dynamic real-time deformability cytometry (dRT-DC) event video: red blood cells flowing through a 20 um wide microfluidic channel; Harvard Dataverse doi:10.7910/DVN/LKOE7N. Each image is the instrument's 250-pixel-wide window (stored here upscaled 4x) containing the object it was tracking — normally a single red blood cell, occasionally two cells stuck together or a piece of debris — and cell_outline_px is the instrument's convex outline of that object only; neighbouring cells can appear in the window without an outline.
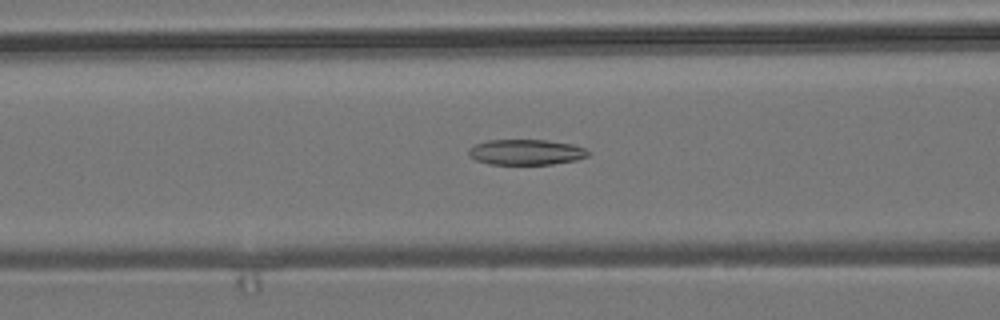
{"species": "common noctule bat (a hibernating species)", "species_latin": "Nyctalus noctula", "temperature_condition": "room temperature", "stored_images_in_passage": 38, "camera_frame_rate_fps": 3000, "um_per_image_px": 0.085, "animal": {"sex": "male", "body_mass_g": 19.2, "forearm_length_mm": 51.8}, "frame": {"image": 1, "passage_image": 6, "time_ms": 1.667, "image_size_px": [1000, 320], "cell_outline_px": [[588, 156], [576, 160], [552, 164], [488, 164], [476, 160], [468, 156], [468, 148], [476, 144], [488, 140], [544, 140], [572, 144], [584, 148], [588, 152]], "centroid_in_image_um": [44.67, 12.93], "position_along_channel_um": 121.9, "area_um2": 17.69}}
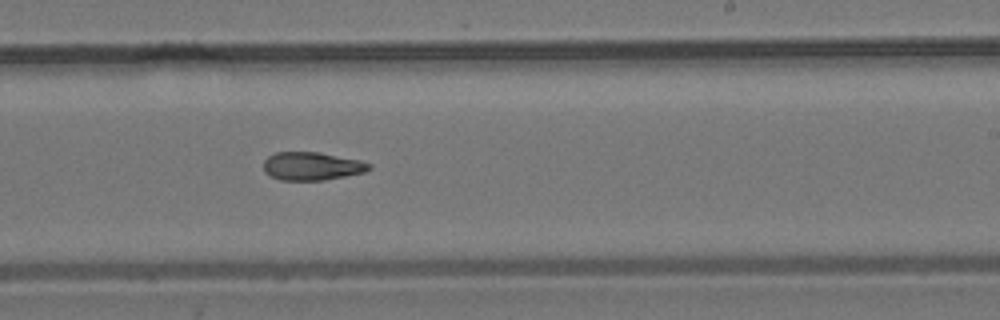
{"frame": {"image": 2, "passage_image": 17, "time_ms": 5.333, "image_size_px": [1000, 320], "cell_outline_px": [[372, 168], [364, 172], [324, 180], [280, 180], [264, 172], [264, 160], [268, 156], [276, 152], [320, 152], [360, 160], [372, 164]], "centroid_in_image_um": [26.52, 14.11], "position_along_channel_um": 262.5, "area_um2": 17.34}}
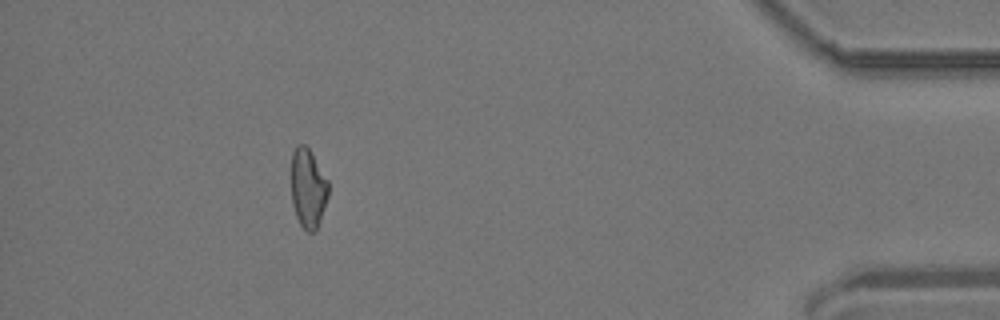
{"frame": {"image": 3, "passage_image": 33, "time_ms": 10.667, "image_size_px": [1000, 320], "cell_outline_px": [[328, 196], [316, 232], [308, 232], [300, 224], [296, 216], [292, 204], [292, 152], [296, 144], [304, 144], [308, 148], [328, 180]], "centroid_in_image_um": [26.18, 16.01], "position_along_channel_um": 409.0, "area_um2": 17.05}, "authors_computed_cell_mechanics": {"area_um2": 17.8313, "velocity_mm_per_s": 3.8333, "shape_relaxation_time_tau1_ms": null, "shape_relaxation_time_tau2_ms": 6.3696, "deformation_change_tau1": null, "deformation_change_tau2": 0.1487}}